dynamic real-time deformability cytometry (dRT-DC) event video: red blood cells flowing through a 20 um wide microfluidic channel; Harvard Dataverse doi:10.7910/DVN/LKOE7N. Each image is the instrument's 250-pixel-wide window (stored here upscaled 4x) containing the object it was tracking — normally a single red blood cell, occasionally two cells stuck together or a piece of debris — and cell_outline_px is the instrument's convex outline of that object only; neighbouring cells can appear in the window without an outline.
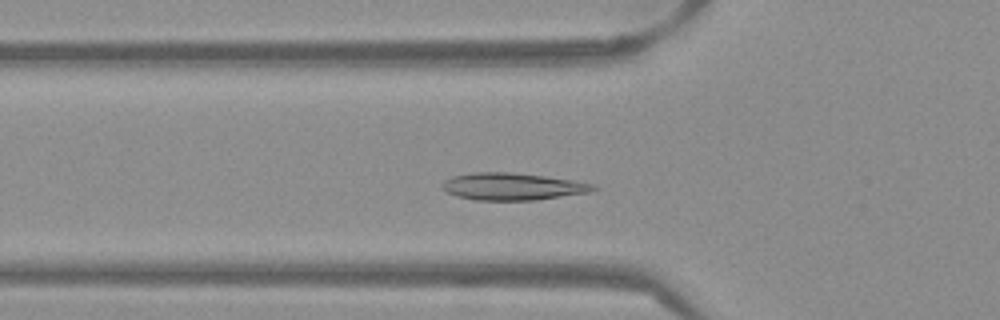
{"species": "Egyptian fruit bat (a non-hibernating species)", "species_latin": "Rousettus aegyptiacus", "temperature_condition": "warm", "stored_images_in_passage": 47, "camera_frame_rate_fps": 3000, "um_per_image_px": 0.085, "frame": {"image": 1, "passage_image": 11, "time_ms": 3.333, "image_size_px": [1000, 320], "cell_outline_px": [[600, 188], [592, 192], [536, 200], [476, 200], [456, 196], [440, 188], [440, 184], [444, 180], [452, 176], [472, 172], [508, 172], [544, 176], [572, 180], [596, 184]], "centroid_in_image_um": [43.57, 15.85], "position_along_channel_um": 82.2, "area_um2": 24.16}}
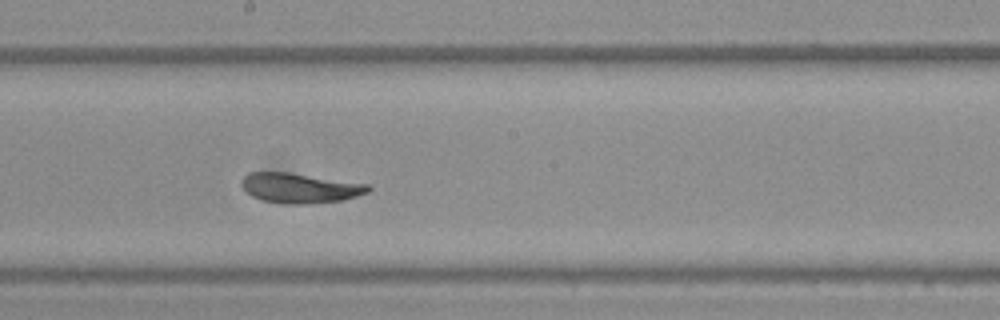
{"frame": {"image": 2, "passage_image": 22, "time_ms": 7.0, "image_size_px": [1000, 320], "cell_outline_px": [[372, 188], [368, 192], [356, 196], [340, 200], [312, 204], [284, 204], [264, 200], [252, 196], [240, 184], [240, 180], [248, 172], [288, 172], [372, 184]], "centroid_in_image_um": [25.52, 15.97], "position_along_channel_um": 222.7, "area_um2": 22.25}}
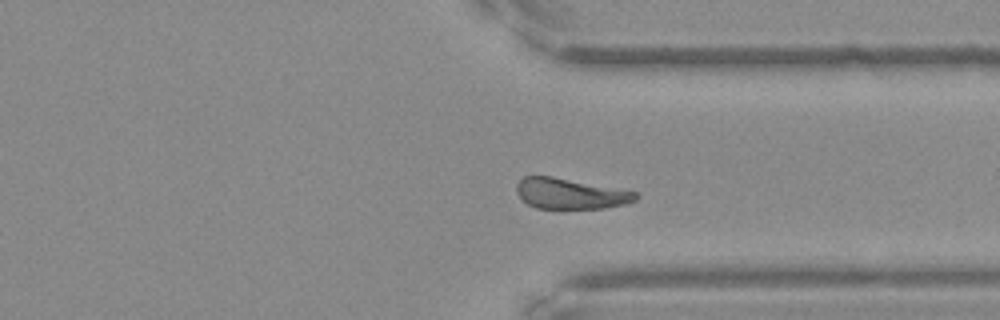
{"frame": {"image": 3, "passage_image": 33, "time_ms": 10.667, "image_size_px": [1000, 320], "cell_outline_px": [[640, 196], [636, 200], [624, 204], [604, 208], [536, 208], [528, 204], [516, 192], [516, 184], [524, 176], [552, 176], [636, 192]], "centroid_in_image_um": [48.46, 16.46], "position_along_channel_um": 362.9, "area_um2": 20.98}, "authors_computed_cell_mechanics": {"area_um2": 22.1374, "velocity_mm_per_s": 3.8216, "shape_relaxation_time_tau1_ms": 7.212, "shape_relaxation_time_tau2_ms": null, "deformation_change_tau1": 0.1491, "deformation_change_tau2": null}}